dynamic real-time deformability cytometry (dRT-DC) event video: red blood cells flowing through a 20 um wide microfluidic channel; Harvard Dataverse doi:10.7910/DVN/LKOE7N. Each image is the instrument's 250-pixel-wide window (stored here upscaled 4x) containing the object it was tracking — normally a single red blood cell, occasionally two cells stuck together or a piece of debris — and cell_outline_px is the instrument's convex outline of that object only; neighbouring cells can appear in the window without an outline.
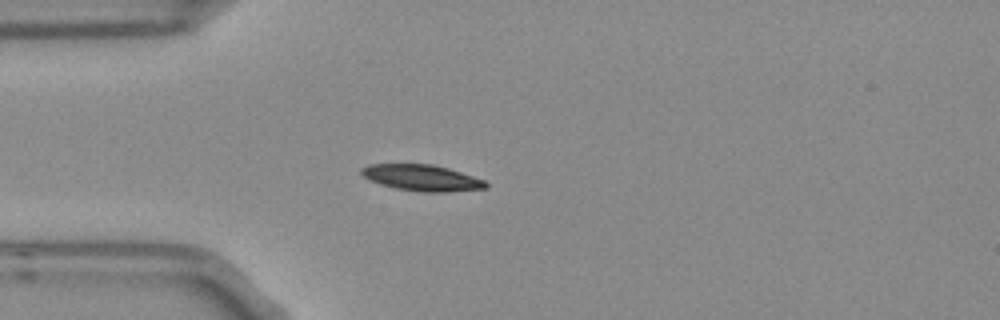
{"species": "Egyptian fruit bat (a non-hibernating species)", "species_latin": "Rousettus aegyptiacus", "temperature_condition": "room temperature", "stored_images_in_passage": 3, "camera_frame_rate_fps": 3000, "um_per_image_px": 0.085, "frame": {"image": 1, "passage_image": 2, "time_ms": 0.333, "image_size_px": [1000, 320], "cell_outline_px": [[488, 188], [448, 192], [420, 192], [396, 188], [380, 184], [368, 180], [360, 172], [360, 168], [368, 164], [432, 164], [448, 168], [484, 180], [488, 184]], "centroid_in_image_um": [35.84, 15.11], "position_along_channel_um": 49.2, "area_um2": 19.02}}